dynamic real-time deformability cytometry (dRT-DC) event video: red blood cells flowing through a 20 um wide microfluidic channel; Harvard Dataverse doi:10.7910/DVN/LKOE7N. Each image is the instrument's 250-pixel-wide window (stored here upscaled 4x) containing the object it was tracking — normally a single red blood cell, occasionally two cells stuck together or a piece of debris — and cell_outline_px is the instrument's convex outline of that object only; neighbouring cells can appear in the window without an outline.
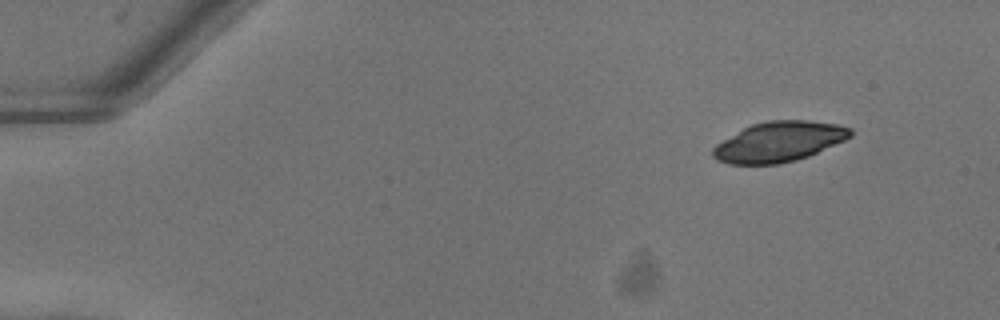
{"species": "common noctule bat (a hibernating species)", "species_latin": "Nyctalus noctula", "temperature_condition": "warm", "stored_images_in_passage": 47, "camera_frame_rate_fps": 3000, "um_per_image_px": 0.085, "animal": {"sex": "female"}, "frame": {"image": 1, "passage_image": 1, "time_ms": 0.0, "image_size_px": [1000, 320], "cell_outline_px": [[852, 136], [844, 140], [808, 156], [796, 160], [780, 164], [728, 164], [716, 160], [712, 156], [712, 148], [716, 144], [744, 128], [752, 124], [768, 120], [808, 120], [836, 124], [852, 128]], "centroid_in_image_um": [66.2, 12.05], "position_along_channel_um": 18.8, "area_um2": 32.08}}